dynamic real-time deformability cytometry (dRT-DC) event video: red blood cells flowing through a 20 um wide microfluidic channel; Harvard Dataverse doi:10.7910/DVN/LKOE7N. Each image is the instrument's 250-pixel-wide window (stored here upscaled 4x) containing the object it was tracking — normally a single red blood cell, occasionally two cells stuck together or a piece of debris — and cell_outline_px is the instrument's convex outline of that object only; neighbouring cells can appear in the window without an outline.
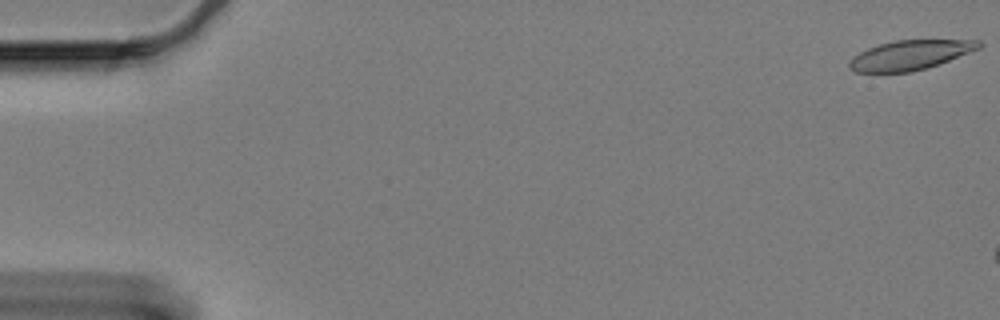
{"species": "Egyptian fruit bat (a non-hibernating species)", "species_latin": "Rousettus aegyptiacus", "temperature_condition": "cold", "stored_images_in_passage": 8, "camera_frame_rate_fps": 3000, "um_per_image_px": 0.085, "animal": {"sex": "female"}, "frame": {"image": 1, "passage_image": 1, "time_ms": 0.0, "image_size_px": [1000, 320], "cell_outline_px": [[984, 44], [980, 48], [948, 60], [924, 68], [908, 72], [856, 72], [848, 68], [848, 64], [852, 56], [868, 48], [880, 44], [896, 40], [980, 40]], "centroid_in_image_um": [77.33, 4.67], "position_along_channel_um": 7.7, "area_um2": 22.02}}